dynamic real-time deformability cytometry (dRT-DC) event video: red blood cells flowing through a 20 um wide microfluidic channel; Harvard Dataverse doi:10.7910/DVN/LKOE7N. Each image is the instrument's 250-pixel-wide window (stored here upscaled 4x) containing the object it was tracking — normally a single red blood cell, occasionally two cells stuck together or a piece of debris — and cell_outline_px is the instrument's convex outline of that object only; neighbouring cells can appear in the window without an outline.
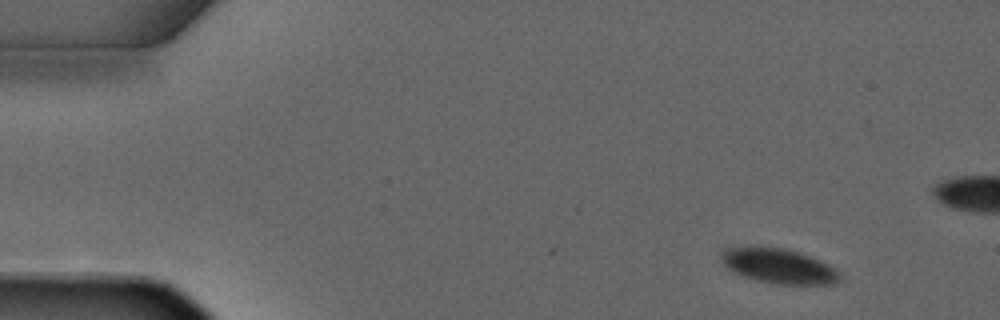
{"species": "common noctule bat (a hibernating species)", "species_latin": "Nyctalus noctula", "temperature_condition": "warm", "stored_images_in_passage": 3, "camera_frame_rate_fps": 3000, "um_per_image_px": 0.085, "animal": {"sex": "male", "forearm_length_mm": 52.5}, "frame": {"image": 1, "passage_image": 1, "time_ms": 0.0, "image_size_px": [1000, 320], "cell_outline_px": [[840, 280], [836, 284], [772, 284], [744, 276], [728, 268], [720, 260], [720, 252], [724, 248], [748, 244], [752, 244], [784, 248], [800, 252], [820, 260], [840, 272]], "centroid_in_image_um": [66.13, 22.56], "position_along_channel_um": 18.9, "area_um2": 24.68}}
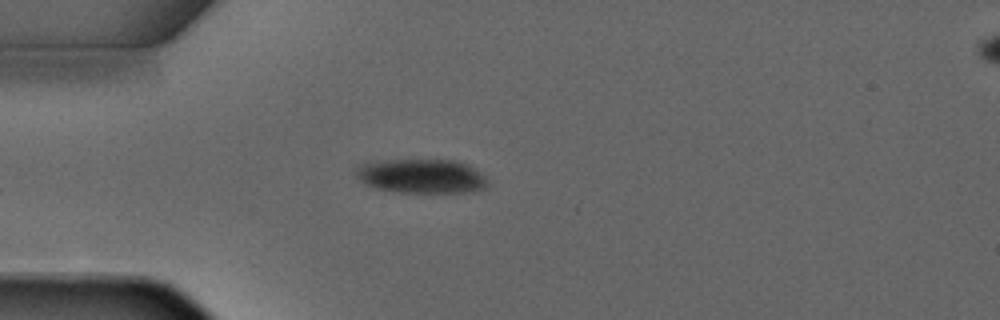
{"frame": {"image": 2, "passage_image": 3, "time_ms": 4.667, "image_size_px": [1000, 320], "cell_outline_px": [[488, 180], [484, 188], [464, 192], [396, 192], [376, 188], [364, 184], [356, 176], [356, 168], [360, 164], [380, 160], [456, 160], [468, 164], [484, 176]], "centroid_in_image_um": [35.78, 14.96], "position_along_channel_um": 49.2, "area_um2": 26.18}}